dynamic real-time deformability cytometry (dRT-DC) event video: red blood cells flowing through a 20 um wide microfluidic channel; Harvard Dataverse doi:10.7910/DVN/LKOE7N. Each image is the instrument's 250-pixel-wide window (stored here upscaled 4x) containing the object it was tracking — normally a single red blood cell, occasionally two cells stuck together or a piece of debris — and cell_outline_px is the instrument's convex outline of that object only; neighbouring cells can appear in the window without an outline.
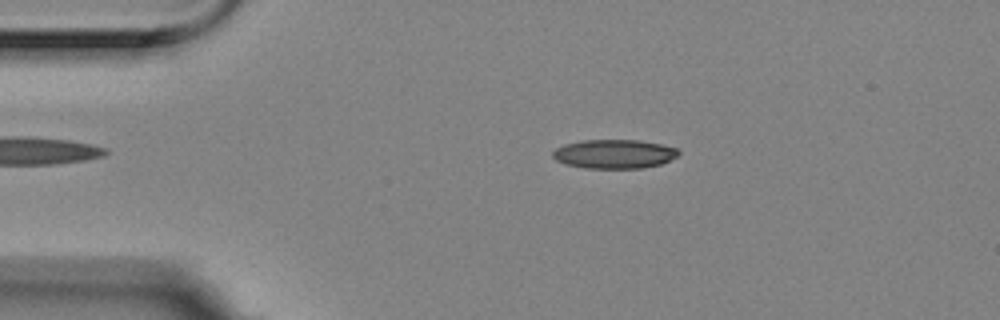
{"species": "Egyptian fruit bat (a non-hibernating species)", "species_latin": "Rousettus aegyptiacus", "temperature_condition": "room temperature", "stored_images_in_passage": 4, "camera_frame_rate_fps": 3000, "um_per_image_px": 0.085, "animal": {"sex": "female"}, "frame": {"image": 1, "passage_image": 3, "time_ms": 0.667, "image_size_px": [1000, 320], "cell_outline_px": [[680, 152], [676, 156], [660, 164], [640, 168], [584, 168], [564, 164], [556, 160], [552, 156], [552, 152], [556, 148], [564, 144], [580, 140], [640, 140], [660, 144], [676, 148]], "centroid_in_image_um": [52.15, 13.08], "position_along_channel_um": 32.8, "area_um2": 21.21}}